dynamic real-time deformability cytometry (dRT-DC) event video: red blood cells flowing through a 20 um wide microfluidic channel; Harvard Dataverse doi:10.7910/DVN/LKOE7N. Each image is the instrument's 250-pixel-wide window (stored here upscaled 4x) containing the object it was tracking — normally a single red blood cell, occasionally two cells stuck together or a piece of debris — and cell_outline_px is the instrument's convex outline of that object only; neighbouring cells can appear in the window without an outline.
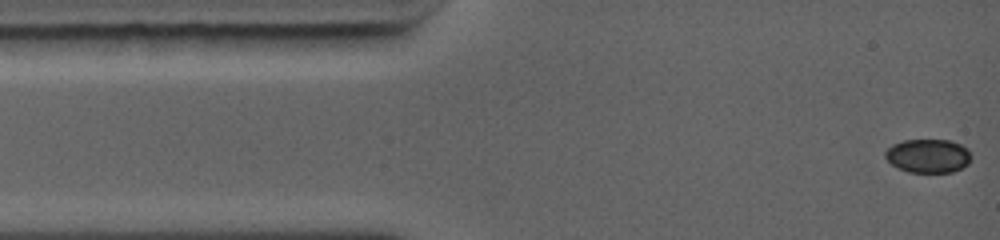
{"species": "common noctule bat (a hibernating species)", "species_latin": "Nyctalus noctula", "temperature_condition": "warm", "stored_images_in_passage": 19, "camera_frame_rate_fps": 5000, "um_per_image_px": 0.085, "animal": {"sex": "female", "body_mass_g": 19.0, "forearm_length_mm": 56.7}, "frame": {"image": 1, "passage_image": 1, "time_ms": 0.0, "image_size_px": [1000, 240], "cell_outline_px": [[972, 156], [968, 164], [952, 172], [908, 172], [896, 168], [884, 156], [884, 152], [892, 144], [904, 140], [952, 140], [968, 148]], "centroid_in_image_um": [78.89, 13.24], "position_along_channel_um": 6.1, "area_um2": 17.05}}
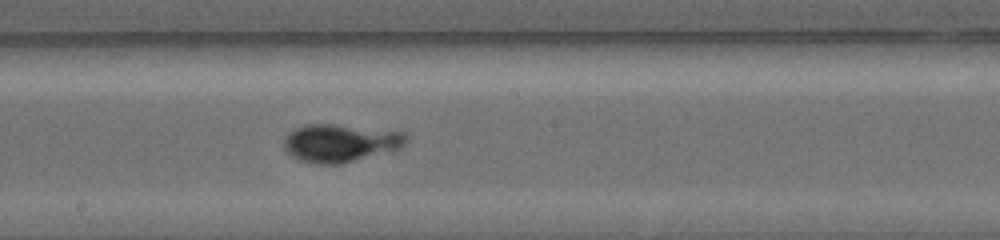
{"frame": {"image": 2, "passage_image": 9, "time_ms": 6.4, "image_size_px": [1000, 240], "cell_outline_px": [[408, 140], [400, 148], [340, 164], [316, 164], [300, 160], [292, 156], [284, 148], [284, 140], [296, 128], [304, 124], [332, 124], [404, 132], [408, 136]], "centroid_in_image_um": [28.93, 12.15], "position_along_channel_um": 219.3, "area_um2": 26.59}}
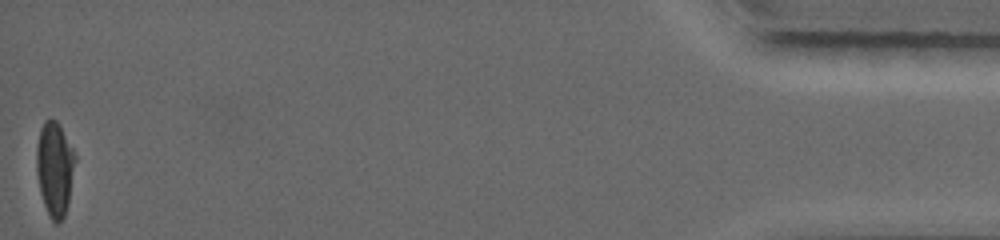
{"frame": {"image": 3, "passage_image": 19, "time_ms": 14.2, "image_size_px": [1000, 240], "cell_outline_px": [[76, 160], [68, 204], [64, 216], [60, 224], [56, 224], [48, 216], [40, 192], [36, 172], [36, 148], [40, 128], [44, 120], [56, 120], [60, 124], [76, 156]], "centroid_in_image_um": [4.65, 14.35], "position_along_channel_um": 430.6, "area_um2": 21.5}}